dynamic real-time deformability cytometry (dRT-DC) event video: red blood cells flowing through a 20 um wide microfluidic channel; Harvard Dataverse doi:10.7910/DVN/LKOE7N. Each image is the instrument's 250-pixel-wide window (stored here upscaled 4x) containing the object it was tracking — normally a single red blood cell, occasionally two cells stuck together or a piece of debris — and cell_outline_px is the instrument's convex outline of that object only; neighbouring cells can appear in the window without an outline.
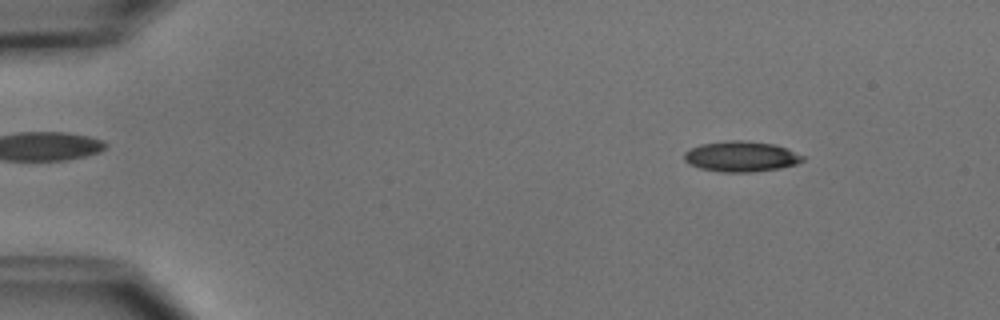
{"species": "common noctule bat (a hibernating species)", "species_latin": "Nyctalus noctula", "temperature_condition": "cold", "stored_images_in_passage": 3, "camera_frame_rate_fps": 3000, "um_per_image_px": 0.085, "animal": {"sex": "male", "body_mass_g": 15.6}, "frame": {"image": 1, "passage_image": 1, "time_ms": 0.0, "image_size_px": [1000, 320], "cell_outline_px": [[804, 160], [796, 164], [780, 168], [752, 172], [724, 172], [700, 168], [688, 164], [684, 160], [684, 152], [688, 148], [700, 144], [724, 140], [744, 140], [776, 144], [788, 148], [804, 156]], "centroid_in_image_um": [62.98, 13.28], "position_along_channel_um": 22.0, "area_um2": 21.39}}